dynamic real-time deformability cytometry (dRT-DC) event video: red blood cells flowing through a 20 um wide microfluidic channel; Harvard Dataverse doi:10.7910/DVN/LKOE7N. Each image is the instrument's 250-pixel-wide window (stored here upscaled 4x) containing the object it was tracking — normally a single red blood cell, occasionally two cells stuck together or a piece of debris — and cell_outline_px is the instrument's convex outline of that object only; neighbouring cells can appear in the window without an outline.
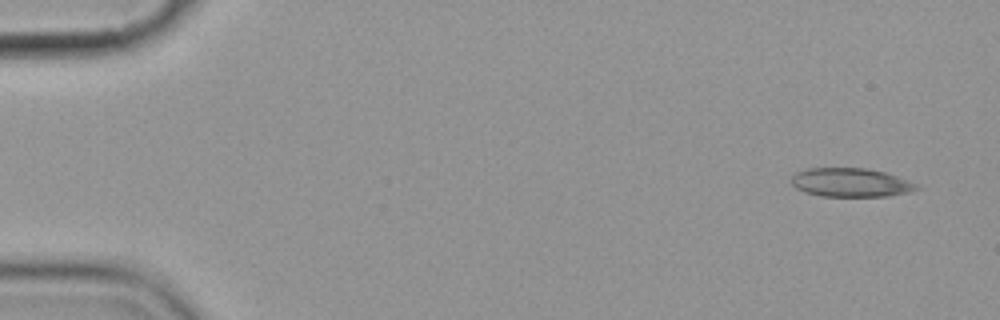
{"species": "common noctule bat (a hibernating species)", "species_latin": "Nyctalus noctula", "temperature_condition": "cold", "stored_images_in_passage": 5, "camera_frame_rate_fps": 3000, "um_per_image_px": 0.085, "animal": {"sex": "female", "body_mass_g": 19.9}, "frame": {"image": 1, "passage_image": 1, "time_ms": 0.0, "image_size_px": [1000, 320], "cell_outline_px": [[920, 188], [912, 192], [888, 196], [820, 196], [804, 192], [796, 188], [792, 184], [792, 176], [796, 172], [808, 168], [868, 168], [888, 172], [916, 184]], "centroid_in_image_um": [72.33, 15.51], "position_along_channel_um": 12.7, "area_um2": 21.15}}
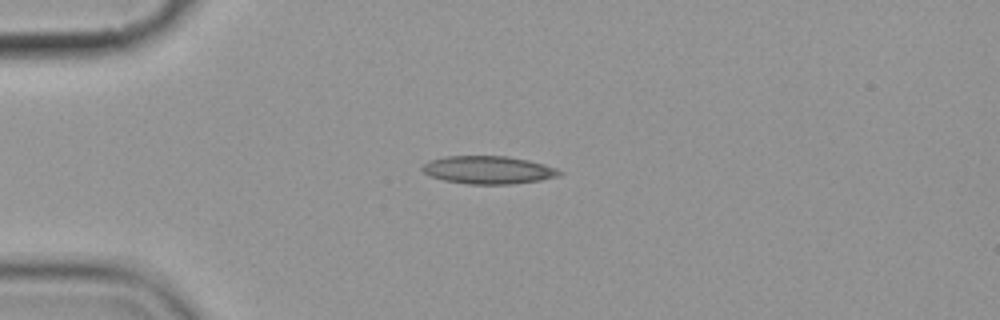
{"frame": {"image": 2, "passage_image": 4, "time_ms": 3.667, "image_size_px": [1000, 320], "cell_outline_px": [[564, 172], [560, 176], [540, 180], [508, 184], [468, 184], [444, 180], [432, 176], [424, 172], [420, 168], [428, 160], [444, 156], [508, 156], [528, 160], [544, 164], [556, 168]], "centroid_in_image_um": [41.51, 14.44], "position_along_channel_um": 43.5, "area_um2": 22.31}}